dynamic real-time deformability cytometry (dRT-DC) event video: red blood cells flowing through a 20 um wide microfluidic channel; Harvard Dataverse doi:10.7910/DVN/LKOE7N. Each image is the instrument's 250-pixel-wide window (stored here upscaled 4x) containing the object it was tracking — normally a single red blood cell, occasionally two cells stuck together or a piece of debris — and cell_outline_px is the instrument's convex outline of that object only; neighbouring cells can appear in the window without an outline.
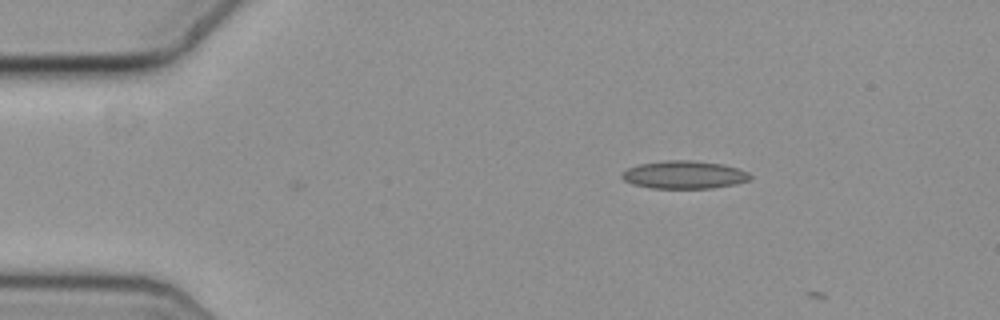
{"species": "common noctule bat (a hibernating species)", "species_latin": "Nyctalus noctula", "temperature_condition": "cold", "stored_images_in_passage": 3, "camera_frame_rate_fps": 3000, "um_per_image_px": 0.085, "animal": {"sex": "female", "body_mass_g": 19.3, "forearm_length_mm": 54.1}, "frame": {"image": 1, "passage_image": 2, "time_ms": 0.333, "image_size_px": [1000, 320], "cell_outline_px": [[752, 176], [748, 180], [732, 184], [712, 188], [652, 188], [632, 184], [624, 180], [620, 176], [628, 168], [640, 164], [664, 160], [692, 160], [724, 164], [748, 172]], "centroid_in_image_um": [58.14, 14.85], "position_along_channel_um": 26.9, "area_um2": 20.69}}